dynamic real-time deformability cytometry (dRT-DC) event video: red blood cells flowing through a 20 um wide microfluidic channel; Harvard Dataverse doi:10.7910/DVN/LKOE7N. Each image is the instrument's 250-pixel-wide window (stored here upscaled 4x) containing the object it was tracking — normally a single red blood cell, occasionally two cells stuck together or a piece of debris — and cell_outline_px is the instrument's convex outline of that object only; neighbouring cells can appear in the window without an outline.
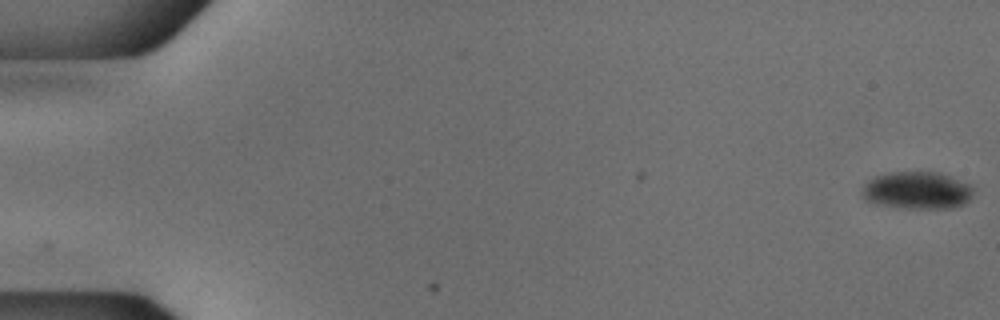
{"species": "common noctule bat (a hibernating species)", "species_latin": "Nyctalus noctula", "temperature_condition": "cold", "stored_images_in_passage": 14, "camera_frame_rate_fps": 3000, "um_per_image_px": 0.085, "animal": {"sex": "male", "body_mass_g": 18.8}, "frame": {"image": 1, "passage_image": 1, "time_ms": 0.0, "image_size_px": [1000, 320], "cell_outline_px": [[972, 196], [964, 204], [956, 208], [896, 208], [872, 204], [864, 200], [860, 196], [860, 192], [864, 184], [876, 176], [892, 172], [940, 172], [972, 184]], "centroid_in_image_um": [77.92, 16.2], "position_along_channel_um": 7.1, "area_um2": 24.8}}